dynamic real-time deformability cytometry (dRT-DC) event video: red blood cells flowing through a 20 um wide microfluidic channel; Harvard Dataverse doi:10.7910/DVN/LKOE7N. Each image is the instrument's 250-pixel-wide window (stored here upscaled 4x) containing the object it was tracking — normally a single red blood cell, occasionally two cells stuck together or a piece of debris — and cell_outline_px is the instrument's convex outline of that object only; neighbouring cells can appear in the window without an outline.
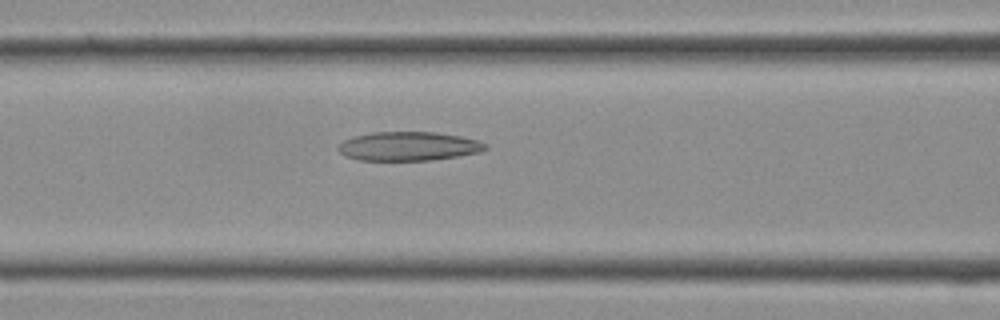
{"species": "Egyptian fruit bat (a non-hibernating species)", "species_latin": "Rousettus aegyptiacus", "temperature_condition": "cold", "stored_images_in_passage": 16, "camera_frame_rate_fps": 3000, "um_per_image_px": 0.085, "frame": {"image": 1, "passage_image": 12, "time_ms": 3.667, "image_size_px": [1000, 320], "cell_outline_px": [[488, 148], [480, 152], [432, 160], [360, 160], [344, 156], [336, 148], [344, 140], [352, 136], [372, 132], [436, 132], [460, 136], [476, 140], [488, 144]], "centroid_in_image_um": [34.7, 12.42], "position_along_channel_um": 131.9, "area_um2": 24.85}}
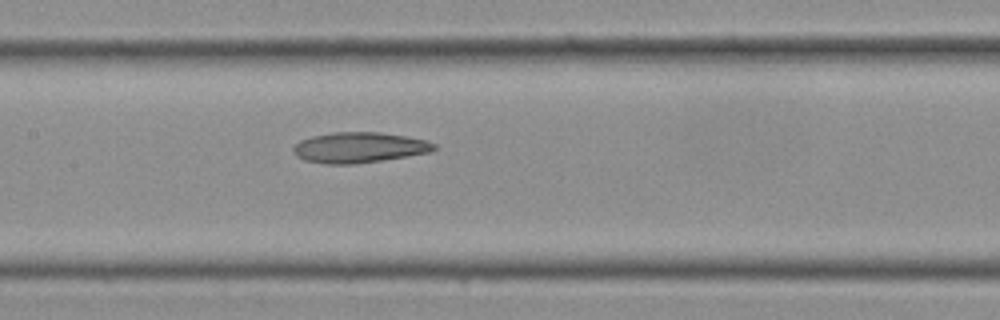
{"frame": {"image": 2, "passage_image": 14, "time_ms": 4.333, "image_size_px": [1000, 320], "cell_outline_px": [[436, 148], [428, 152], [380, 160], [352, 164], [324, 164], [304, 160], [296, 156], [292, 152], [292, 148], [300, 140], [312, 136], [332, 132], [380, 132], [428, 140], [436, 144]], "centroid_in_image_um": [30.47, 12.53], "position_along_channel_um": 176.9, "area_um2": 24.91}}
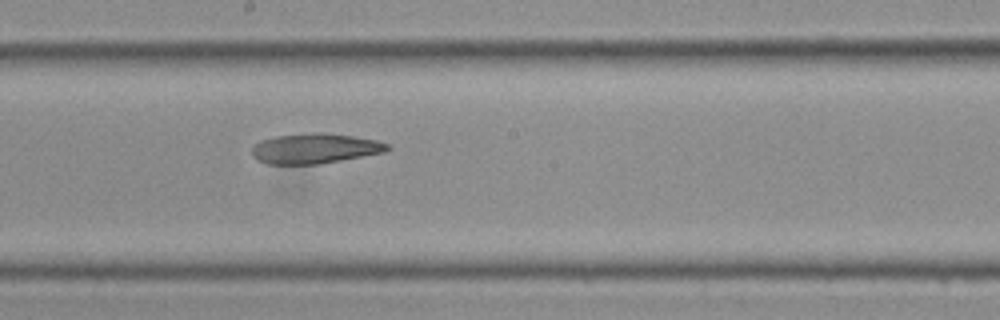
{"frame": {"image": 3, "passage_image": 16, "time_ms": 5.0, "image_size_px": [1000, 320], "cell_outline_px": [[392, 148], [384, 152], [320, 164], [268, 164], [256, 160], [252, 156], [252, 148], [260, 140], [272, 136], [312, 132], [320, 132], [352, 136], [376, 140], [388, 144]], "centroid_in_image_um": [26.73, 12.62], "position_along_channel_um": 221.5, "area_um2": 23.87}}